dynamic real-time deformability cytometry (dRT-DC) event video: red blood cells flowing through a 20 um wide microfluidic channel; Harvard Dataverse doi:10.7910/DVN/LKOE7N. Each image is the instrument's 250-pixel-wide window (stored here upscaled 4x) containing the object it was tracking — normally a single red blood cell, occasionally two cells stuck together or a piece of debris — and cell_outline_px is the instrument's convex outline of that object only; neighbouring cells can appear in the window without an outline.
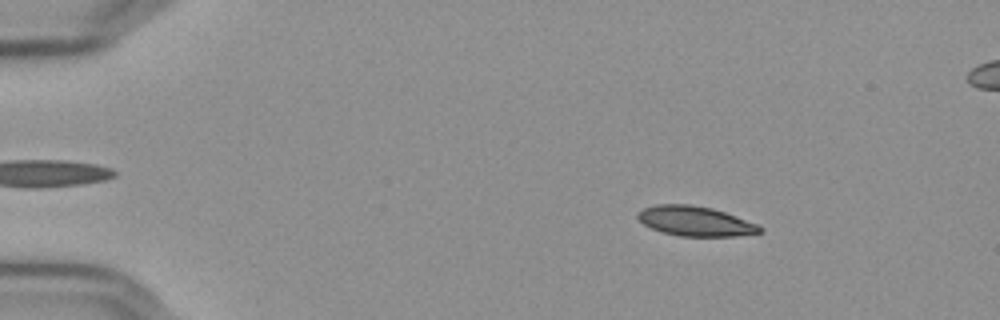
{"species": "Egyptian fruit bat (a non-hibernating species)", "species_latin": "Rousettus aegyptiacus", "temperature_condition": "cold", "stored_images_in_passage": 56, "camera_frame_rate_fps": 3000, "um_per_image_px": 0.085, "frame": {"image": 1, "passage_image": 9, "time_ms": 2.667, "image_size_px": [1000, 320], "cell_outline_px": [[764, 232], [736, 236], [680, 236], [664, 232], [652, 228], [644, 224], [636, 216], [636, 212], [644, 208], [656, 204], [688, 204], [712, 208], [736, 216], [756, 224], [764, 228]], "centroid_in_image_um": [59.1, 18.79], "position_along_channel_um": 25.9, "area_um2": 21.1}}
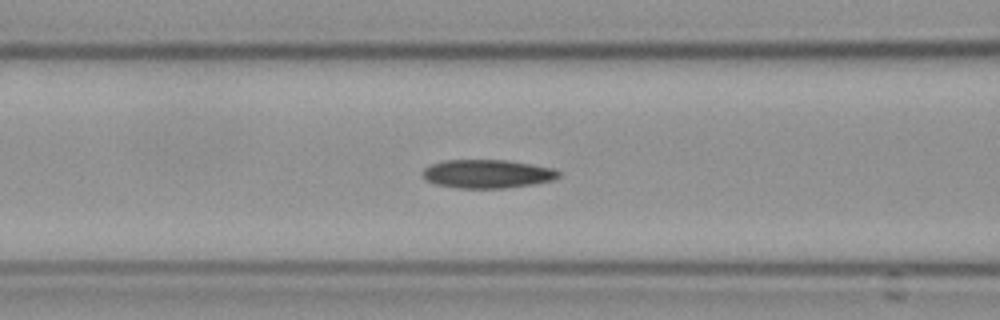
{"frame": {"image": 2, "passage_image": 24, "time_ms": 7.667, "image_size_px": [1000, 320], "cell_outline_px": [[560, 176], [552, 180], [532, 184], [504, 188], [456, 188], [432, 184], [424, 180], [420, 172], [424, 168], [432, 164], [444, 160], [508, 160], [532, 164], [552, 168], [560, 172]], "centroid_in_image_um": [41.35, 14.78], "position_along_channel_um": 125.2, "area_um2": 22.83}}
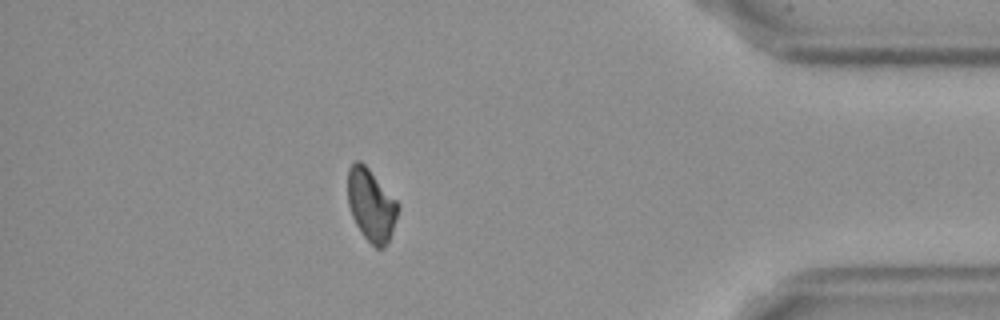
{"frame": {"image": 3, "passage_image": 50, "time_ms": 16.333, "image_size_px": [1000, 320], "cell_outline_px": [[396, 216], [388, 240], [384, 248], [376, 248], [364, 236], [356, 224], [352, 216], [348, 204], [348, 168], [356, 160], [360, 160], [368, 168], [396, 200]], "centroid_in_image_um": [31.5, 17.4], "position_along_channel_um": 403.7, "area_um2": 20.46}}